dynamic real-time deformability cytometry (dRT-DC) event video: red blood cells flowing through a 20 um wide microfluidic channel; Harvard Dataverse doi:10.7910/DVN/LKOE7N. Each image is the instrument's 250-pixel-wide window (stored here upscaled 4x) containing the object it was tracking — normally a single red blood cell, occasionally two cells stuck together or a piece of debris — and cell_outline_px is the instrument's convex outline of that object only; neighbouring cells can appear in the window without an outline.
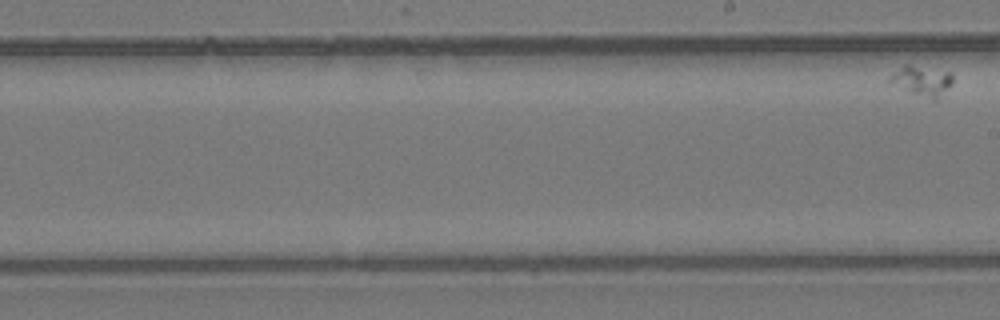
{"species": "common noctule bat (a hibernating species)", "species_latin": "Nyctalus noctula", "temperature_condition": "room temperature", "stored_images_in_passage": 11, "segment_of_instrument_passage": [2, 2], "camera_frame_rate_fps": 3000, "um_per_image_px": 0.085, "animal": {"sex": "female", "body_mass_g": 24.6, "forearm_length_mm": 56.2}, "frame": {"image": 1, "passage_image": 11, "time_ms": 3.333, "image_size_px": [1000, 320], "cell_outline_px": [[952, 84], [936, 100], [932, 100], [888, 84], [888, 80], [896, 72], [908, 64], [952, 72]], "centroid_in_image_um": [78.39, 6.88], "position_along_channel_um": 210.6, "area_um2": 10.87}}